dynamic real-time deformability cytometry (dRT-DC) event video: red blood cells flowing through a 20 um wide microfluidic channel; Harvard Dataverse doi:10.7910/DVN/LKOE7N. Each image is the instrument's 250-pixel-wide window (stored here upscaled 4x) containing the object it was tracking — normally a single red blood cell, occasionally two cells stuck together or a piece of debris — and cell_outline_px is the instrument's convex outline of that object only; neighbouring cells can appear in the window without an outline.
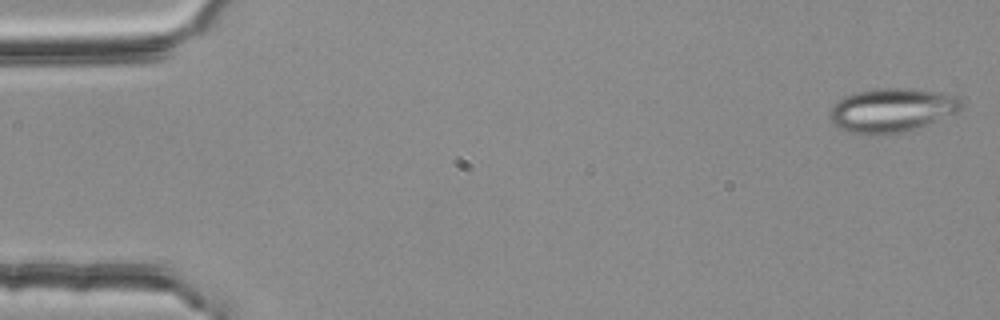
{"species": "common noctule bat (a hibernating species)", "species_latin": "Nyctalus noctula", "temperature_condition": "room temperature", "stored_images_in_passage": 13, "camera_frame_rate_fps": 3000, "um_per_image_px": 0.085, "animal": {"sex": "female", "body_mass_g": 25.1}, "frame": {"image": 1, "passage_image": 1, "time_ms": 0.0, "image_size_px": [1000, 320], "cell_outline_px": [[964, 104], [960, 112], [916, 128], [896, 132], [848, 132], [832, 124], [828, 116], [832, 104], [836, 100], [844, 96], [856, 92], [876, 88], [912, 88], [952, 92]], "centroid_in_image_um": [75.85, 9.3], "position_along_channel_um": 9.2, "area_um2": 33.76}}